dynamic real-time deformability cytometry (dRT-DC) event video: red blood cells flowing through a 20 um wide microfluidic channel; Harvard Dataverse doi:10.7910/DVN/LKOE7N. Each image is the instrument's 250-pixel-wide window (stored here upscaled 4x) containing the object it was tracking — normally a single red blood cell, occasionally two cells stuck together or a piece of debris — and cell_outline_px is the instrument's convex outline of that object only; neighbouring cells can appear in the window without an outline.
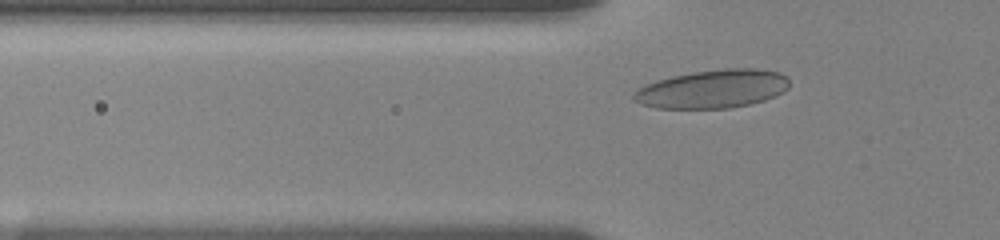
{"species": "human", "species_latin": "Homo sapiens", "temperature_condition": "room temperature", "stored_images_in_passage": 39, "camera_frame_rate_fps": 3000, "um_per_image_px": 0.085, "donor": {"sex": "female"}, "frame": {"image": 1, "passage_image": 7, "time_ms": 2.0, "image_size_px": [1000, 240], "cell_outline_px": [[788, 88], [776, 96], [752, 104], [732, 108], [656, 108], [640, 104], [632, 100], [632, 92], [644, 84], [656, 80], [672, 76], [692, 72], [724, 68], [756, 68], [780, 72], [788, 76]], "centroid_in_image_um": [60.56, 7.56], "position_along_channel_um": 65.2, "area_um2": 35.32}}
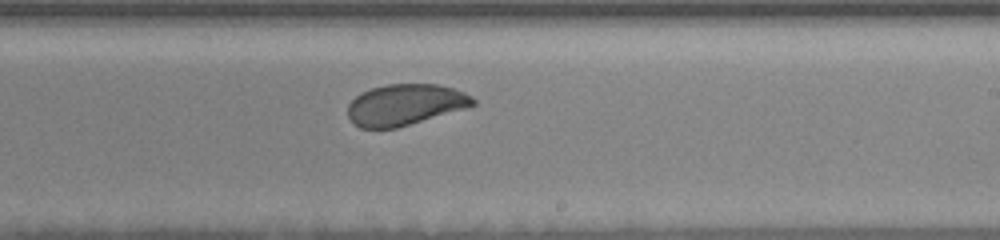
{"frame": {"image": 2, "passage_image": 23, "time_ms": 7.333, "image_size_px": [1000, 240], "cell_outline_px": [[476, 104], [468, 108], [396, 128], [360, 128], [348, 116], [348, 104], [356, 96], [372, 88], [388, 84], [436, 84], [452, 88], [464, 92], [472, 96], [476, 100]], "centroid_in_image_um": [34.47, 8.9], "position_along_channel_um": 254.5, "area_um2": 29.88}}
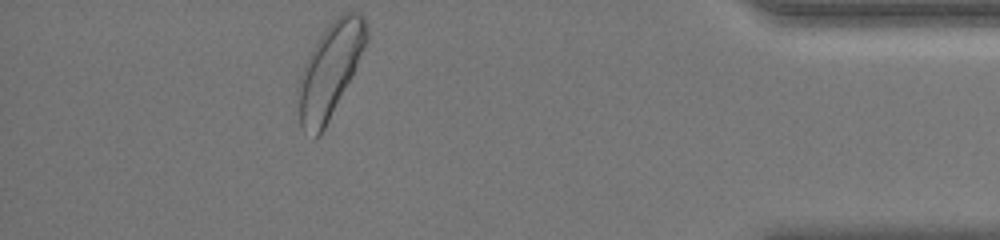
{"frame": {"image": 3, "passage_image": 39, "time_ms": 12.667, "image_size_px": [1000, 240], "cell_outline_px": [[368, 40], [320, 136], [316, 140], [312, 140], [304, 132], [300, 124], [296, 92], [296, 88], [304, 64], [312, 48], [328, 24], [344, 12], [360, 12], [364, 16], [368, 28]], "centroid_in_image_um": [28.0, 5.99], "position_along_channel_um": 407.2, "area_um2": 36.93}, "authors_computed_cell_mechanics": {"area_um2": 31.501, "velocity_mm_per_s": 3.5918, "shape_relaxation_time_tau1_ms": 3.9339, "shape_relaxation_time_tau2_ms": 1.2976, "deformation_change_tau1": 0.1188, "deformation_change_tau2": 0.0458}}